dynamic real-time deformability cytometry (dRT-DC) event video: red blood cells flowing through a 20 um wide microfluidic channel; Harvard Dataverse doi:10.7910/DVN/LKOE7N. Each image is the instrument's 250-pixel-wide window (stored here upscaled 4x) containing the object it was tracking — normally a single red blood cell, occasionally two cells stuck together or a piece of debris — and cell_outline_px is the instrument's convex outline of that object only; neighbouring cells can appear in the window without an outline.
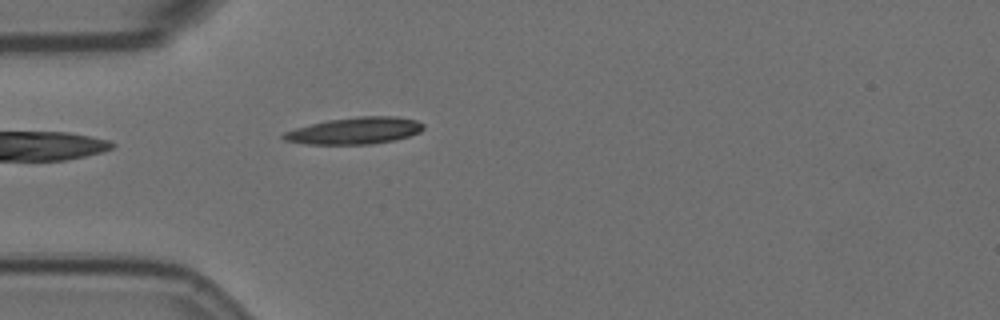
{"species": "Egyptian fruit bat (a non-hibernating species)", "species_latin": "Rousettus aegyptiacus", "temperature_condition": "room temperature", "stored_images_in_passage": 1, "camera_frame_rate_fps": 3000, "um_per_image_px": 0.085, "animal": {"sex": "female"}, "frame": {"image": 1, "passage_image": 1, "time_ms": 0.0, "image_size_px": [1000, 320], "cell_outline_px": [[424, 128], [420, 132], [396, 140], [372, 144], [308, 144], [284, 140], [280, 136], [284, 132], [296, 128], [328, 120], [360, 116], [396, 116], [416, 120], [424, 124]], "centroid_in_image_um": [30.19, 11.11], "position_along_channel_um": 54.8, "area_um2": 21.79}}